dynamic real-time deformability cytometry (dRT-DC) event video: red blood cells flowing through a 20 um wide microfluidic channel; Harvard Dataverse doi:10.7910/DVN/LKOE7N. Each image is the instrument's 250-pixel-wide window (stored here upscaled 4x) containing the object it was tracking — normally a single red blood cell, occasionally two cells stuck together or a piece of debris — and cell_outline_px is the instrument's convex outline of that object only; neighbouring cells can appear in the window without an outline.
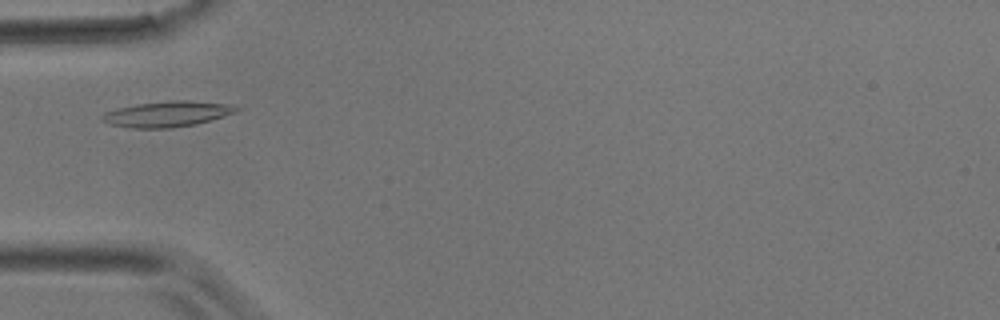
{"species": "common noctule bat (a hibernating species)", "species_latin": "Nyctalus noctula", "temperature_condition": "room temperature", "stored_images_in_passage": 2, "camera_frame_rate_fps": 3000, "um_per_image_px": 0.085, "animal": {"sex": "male", "body_mass_g": 17.9}, "frame": {"image": 1, "passage_image": 2, "time_ms": 0.333, "image_size_px": [1000, 320], "cell_outline_px": [[240, 108], [236, 112], [212, 120], [196, 124], [172, 128], [128, 128], [108, 124], [100, 120], [100, 116], [104, 112], [116, 108], [136, 104], [168, 100], [188, 100], [228, 104]], "centroid_in_image_um": [14.15, 9.69], "position_along_channel_um": 70.8, "area_um2": 20.35}}